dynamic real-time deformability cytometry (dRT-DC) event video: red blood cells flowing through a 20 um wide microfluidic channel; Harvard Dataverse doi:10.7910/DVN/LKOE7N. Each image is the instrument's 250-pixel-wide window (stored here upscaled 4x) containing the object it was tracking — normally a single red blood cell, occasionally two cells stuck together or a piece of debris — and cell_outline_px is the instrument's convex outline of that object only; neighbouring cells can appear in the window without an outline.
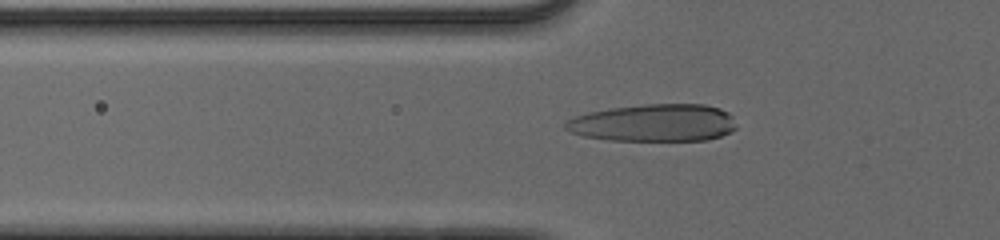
{"species": "human", "species_latin": "Homo sapiens", "temperature_condition": "cold", "stored_images_in_passage": 55, "camera_frame_rate_fps": 3000, "um_per_image_px": 0.085, "donor": {"sex": "male"}, "frame": {"image": 1, "passage_image": 21, "time_ms": 6.667, "image_size_px": [1000, 240], "cell_outline_px": [[736, 128], [732, 132], [708, 140], [608, 140], [584, 136], [572, 132], [564, 128], [564, 124], [568, 120], [576, 116], [588, 112], [612, 108], [644, 104], [704, 104], [720, 108], [728, 112], [732, 116]], "centroid_in_image_um": [55.6, 10.44], "position_along_channel_um": 70.2, "area_um2": 37.22}}
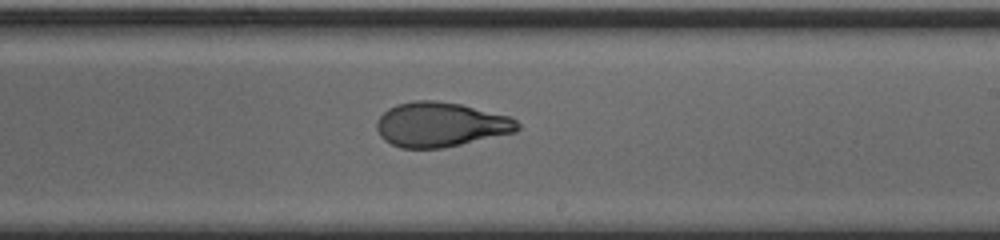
{"frame": {"image": 2, "passage_image": 35, "time_ms": 11.333, "image_size_px": [1000, 240], "cell_outline_px": [[520, 128], [516, 132], [444, 148], [400, 148], [384, 140], [380, 136], [376, 128], [376, 120], [388, 108], [396, 104], [412, 100], [436, 100], [460, 104], [512, 116], [520, 124]], "centroid_in_image_um": [37.46, 10.58], "position_along_channel_um": 251.5, "area_um2": 36.99}}
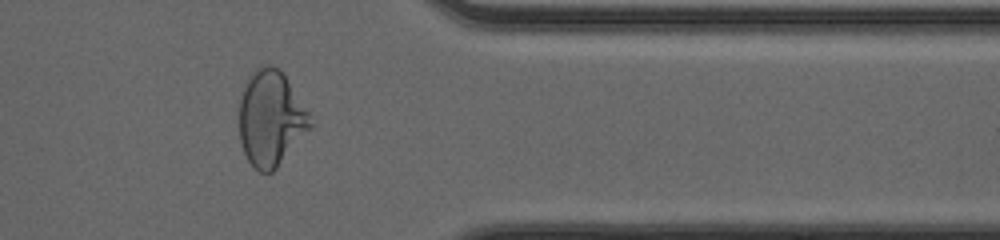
{"frame": {"image": 3, "passage_image": 46, "time_ms": 15.0, "image_size_px": [1000, 240], "cell_outline_px": [[312, 128], [276, 168], [272, 172], [260, 172], [248, 160], [244, 152], [240, 140], [240, 100], [248, 76], [256, 68], [268, 64], [272, 64], [280, 68], [312, 112]], "centroid_in_image_um": [23.08, 10.02], "position_along_channel_um": 388.3, "area_um2": 40.0}, "authors_computed_cell_mechanics": {"area_um2": 37.2232, "velocity_mm_per_s": 3.9501, "shape_relaxation_time_tau1_ms": 10.3997, "shape_relaxation_time_tau2_ms": 1.6789, "deformation_change_tau1": 0.3408, "deformation_change_tau2": 0.0637}}